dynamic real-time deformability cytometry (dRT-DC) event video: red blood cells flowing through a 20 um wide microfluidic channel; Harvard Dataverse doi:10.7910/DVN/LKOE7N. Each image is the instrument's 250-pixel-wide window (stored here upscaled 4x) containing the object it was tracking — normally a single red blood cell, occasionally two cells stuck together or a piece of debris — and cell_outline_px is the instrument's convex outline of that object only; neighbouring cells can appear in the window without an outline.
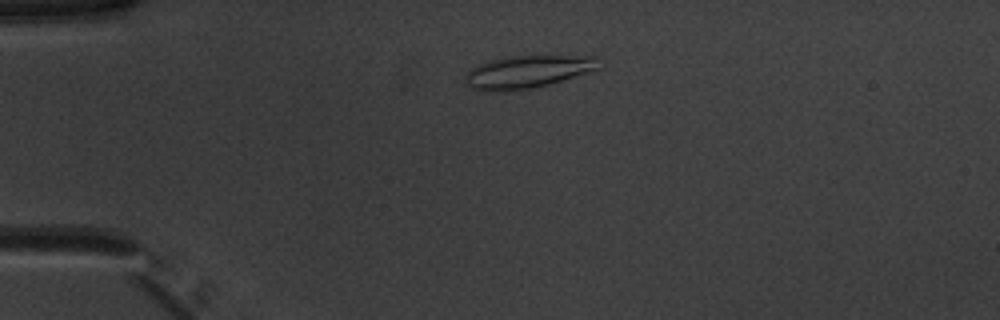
{"species": "common noctule bat (a hibernating species)", "species_latin": "Nyctalus noctula", "temperature_condition": "warm", "stored_images_in_passage": 49, "camera_frame_rate_fps": 3000, "um_per_image_px": 0.085, "animal": {"sex": "male", "body_mass_g": 20.1, "forearm_length_mm": 53.5}, "frame": {"image": 1, "passage_image": 10, "time_ms": 3.0, "image_size_px": [1000, 320], "cell_outline_px": [[600, 68], [588, 72], [548, 84], [532, 88], [508, 92], [484, 92], [472, 88], [464, 80], [464, 76], [472, 68], [488, 60], [504, 56], [600, 56]], "centroid_in_image_um": [44.82, 6.11], "position_along_channel_um": 40.2, "area_um2": 25.66}}
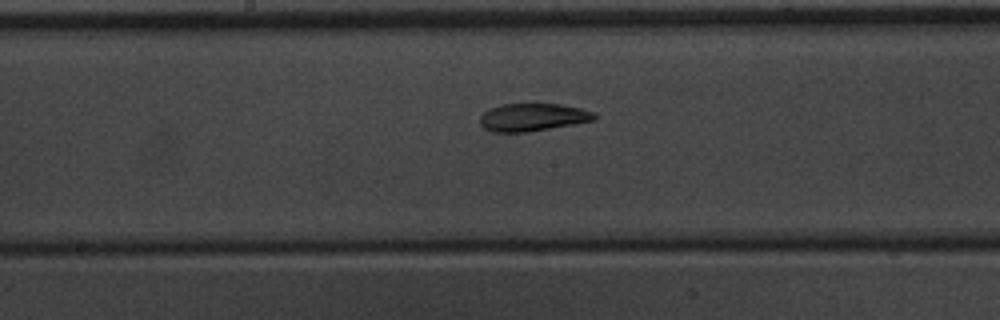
{"frame": {"image": 2, "passage_image": 25, "time_ms": 8.0, "image_size_px": [1000, 320], "cell_outline_px": [[596, 120], [528, 132], [492, 132], [484, 128], [480, 124], [480, 116], [488, 108], [500, 104], [560, 104], [580, 108], [592, 112], [596, 116]], "centroid_in_image_um": [45.24, 9.96], "position_along_channel_um": 203.0, "area_um2": 18.5}}
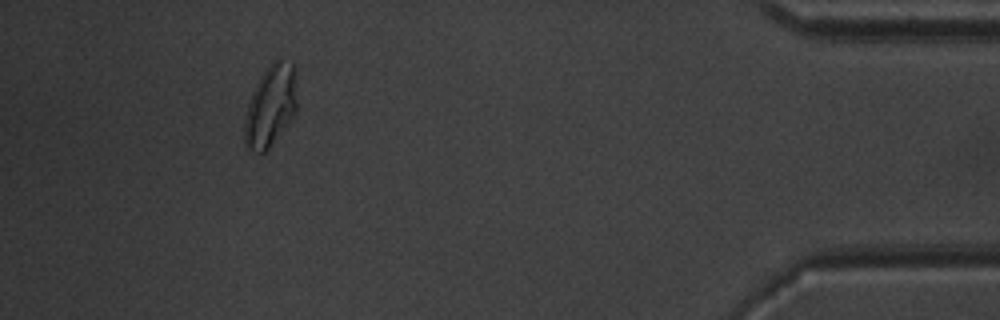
{"frame": {"image": 3, "passage_image": 45, "time_ms": 14.667, "image_size_px": [1000, 320], "cell_outline_px": [[296, 112], [288, 124], [268, 148], [264, 152], [256, 152], [248, 148], [244, 144], [244, 120], [248, 104], [252, 92], [260, 76], [268, 64], [276, 56], [292, 64], [296, 68]], "centroid_in_image_um": [23.0, 8.94], "position_along_channel_um": 412.2, "area_um2": 25.2}, "authors_computed_cell_mechanics": {"area_um2": 20.7502, "velocity_mm_per_s": 3.9542, "shape_relaxation_time_tau1_ms": 5.3426, "shape_relaxation_time_tau2_ms": 1.962, "deformation_change_tau1": 0.1585, "deformation_change_tau2": 0.0705}}